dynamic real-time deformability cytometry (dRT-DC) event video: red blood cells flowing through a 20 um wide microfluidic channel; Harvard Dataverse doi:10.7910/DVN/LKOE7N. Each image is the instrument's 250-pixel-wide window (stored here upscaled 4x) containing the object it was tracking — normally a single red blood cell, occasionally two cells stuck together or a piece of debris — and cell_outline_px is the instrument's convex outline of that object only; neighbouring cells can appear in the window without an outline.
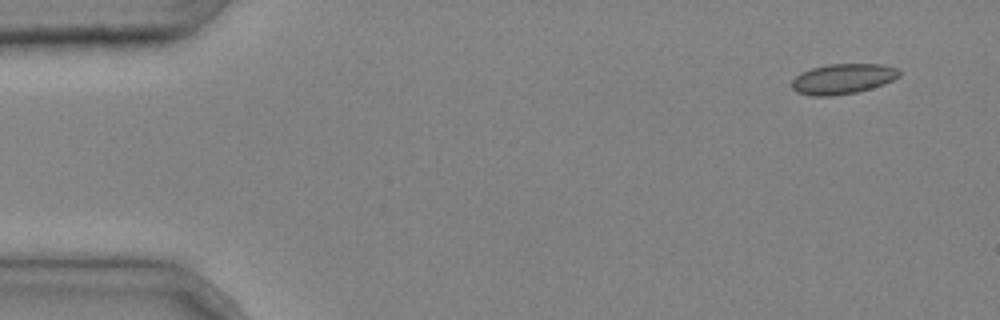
{"species": "common noctule bat (a hibernating species)", "species_latin": "Nyctalus noctula", "temperature_condition": "cold", "stored_images_in_passage": 3, "camera_frame_rate_fps": 3000, "um_per_image_px": 0.085, "animal": {"sex": "male", "body_mass_g": 20.4}, "frame": {"image": 1, "passage_image": 1, "time_ms": 0.0, "image_size_px": [1000, 320], "cell_outline_px": [[900, 76], [884, 84], [872, 88], [856, 92], [832, 96], [812, 96], [796, 92], [792, 88], [792, 80], [800, 72], [812, 68], [828, 64], [880, 64], [896, 68], [900, 72]], "centroid_in_image_um": [71.62, 6.71], "position_along_channel_um": 13.4, "area_um2": 18.96}}